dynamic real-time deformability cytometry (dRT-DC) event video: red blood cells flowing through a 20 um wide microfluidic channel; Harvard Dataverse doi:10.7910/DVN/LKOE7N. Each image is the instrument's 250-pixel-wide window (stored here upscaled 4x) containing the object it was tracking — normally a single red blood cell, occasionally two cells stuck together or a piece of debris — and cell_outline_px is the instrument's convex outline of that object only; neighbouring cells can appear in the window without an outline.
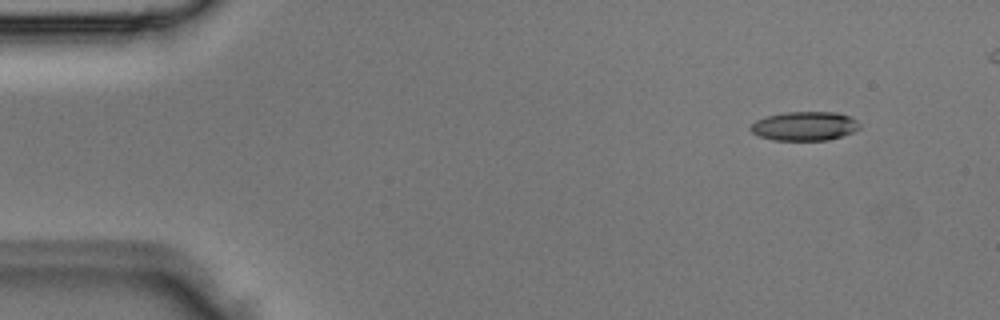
{"species": "Egyptian fruit bat (a non-hibernating species)", "species_latin": "Rousettus aegyptiacus", "temperature_condition": "room temperature", "stored_images_in_passage": 3, "camera_frame_rate_fps": 3000, "um_per_image_px": 0.085, "animal": {"sex": "male"}, "frame": {"image": 1, "passage_image": 1, "time_ms": 0.0, "image_size_px": [1000, 320], "cell_outline_px": [[860, 128], [852, 132], [828, 140], [772, 140], [760, 136], [752, 132], [748, 128], [756, 120], [764, 116], [784, 112], [836, 112], [848, 116], [856, 120], [860, 124]], "centroid_in_image_um": [68.36, 10.71], "position_along_channel_um": 16.6, "area_um2": 18.44}}